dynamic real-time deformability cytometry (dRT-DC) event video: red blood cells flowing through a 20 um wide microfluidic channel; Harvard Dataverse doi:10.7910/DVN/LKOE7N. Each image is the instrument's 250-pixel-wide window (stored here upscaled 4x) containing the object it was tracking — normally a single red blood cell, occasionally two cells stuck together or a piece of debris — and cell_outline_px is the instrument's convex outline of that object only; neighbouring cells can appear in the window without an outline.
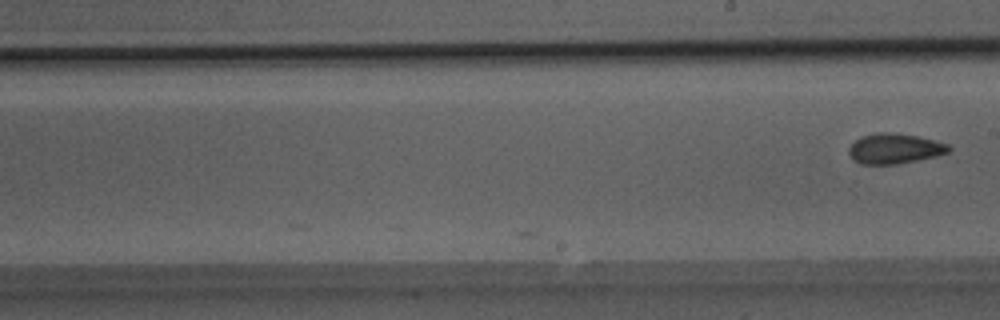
{"species": "Egyptian fruit bat (a non-hibernating species)", "species_latin": "Rousettus aegyptiacus", "temperature_condition": "room temperature", "stored_images_in_passage": 17, "camera_frame_rate_fps": 3000, "um_per_image_px": 0.085, "animal": {"sex": "male"}, "frame": {"image": 1, "passage_image": 17, "time_ms": 5.333, "image_size_px": [1000, 320], "cell_outline_px": [[952, 148], [948, 152], [936, 156], [900, 164], [860, 164], [848, 152], [848, 148], [860, 136], [876, 132], [896, 132], [920, 136], [936, 140], [948, 144]], "centroid_in_image_um": [76.07, 12.61], "position_along_channel_um": 212.9, "area_um2": 17.8}}